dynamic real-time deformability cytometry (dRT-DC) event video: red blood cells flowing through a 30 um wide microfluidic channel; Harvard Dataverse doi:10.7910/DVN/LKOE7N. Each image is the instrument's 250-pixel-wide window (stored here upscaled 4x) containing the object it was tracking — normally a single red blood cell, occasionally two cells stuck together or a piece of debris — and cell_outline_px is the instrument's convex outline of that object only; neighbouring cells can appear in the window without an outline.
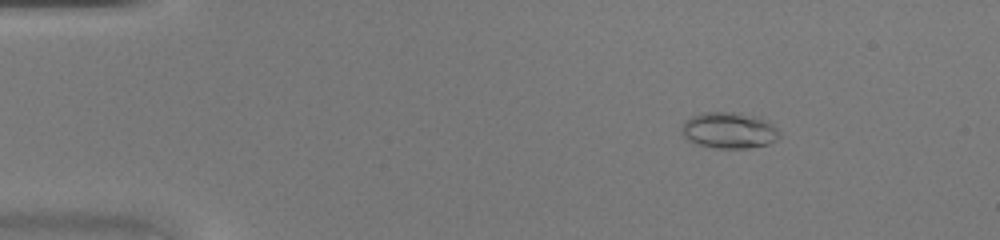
{"species": "common noctule bat (a hibernating species)", "species_latin": "Nyctalus noctula", "temperature_condition": "warm", "stored_images_in_passage": 47, "camera_frame_rate_fps": 3000, "um_per_image_px": 0.085, "animal": {"sex": "female", "body_mass_g": 20.0, "forearm_length_mm": 54.0}, "frame": {"image": 1, "passage_image": 7, "time_ms": 2.0, "image_size_px": [1000, 240], "cell_outline_px": [[780, 136], [776, 140], [768, 144], [748, 148], [716, 148], [696, 144], [688, 140], [680, 132], [680, 124], [684, 120], [692, 116], [704, 112], [736, 112], [760, 116], [772, 124], [780, 132]], "centroid_in_image_um": [61.95, 11.07], "position_along_channel_um": 23.1, "area_um2": 20.98}}
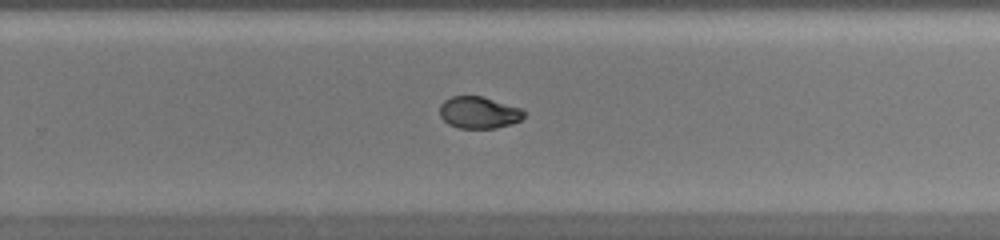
{"frame": {"image": 2, "passage_image": 31, "time_ms": 10.0, "image_size_px": [1000, 240], "cell_outline_px": [[524, 116], [520, 120], [512, 124], [496, 128], [456, 128], [448, 124], [440, 116], [440, 104], [444, 100], [452, 96], [484, 96], [520, 108], [524, 112]], "centroid_in_image_um": [40.68, 9.56], "position_along_channel_um": 289.1, "area_um2": 15.72}}
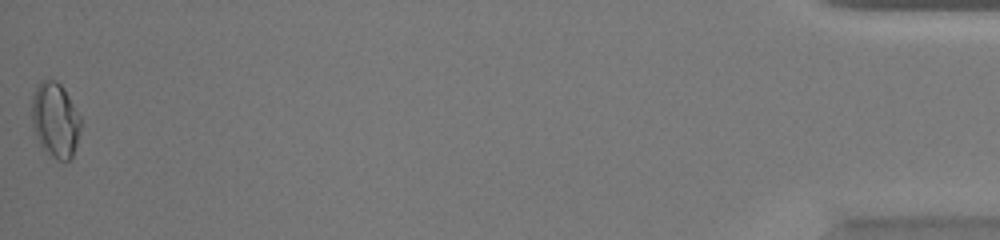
{"frame": {"image": 3, "passage_image": 47, "time_ms": 15.333, "image_size_px": [1000, 240], "cell_outline_px": [[80, 128], [76, 144], [72, 156], [68, 160], [56, 160], [40, 144], [32, 128], [32, 96], [36, 84], [44, 80], [56, 80], [64, 88], [80, 116]], "centroid_in_image_um": [4.68, 10.17], "position_along_channel_um": 430.5, "area_um2": 21.21}}